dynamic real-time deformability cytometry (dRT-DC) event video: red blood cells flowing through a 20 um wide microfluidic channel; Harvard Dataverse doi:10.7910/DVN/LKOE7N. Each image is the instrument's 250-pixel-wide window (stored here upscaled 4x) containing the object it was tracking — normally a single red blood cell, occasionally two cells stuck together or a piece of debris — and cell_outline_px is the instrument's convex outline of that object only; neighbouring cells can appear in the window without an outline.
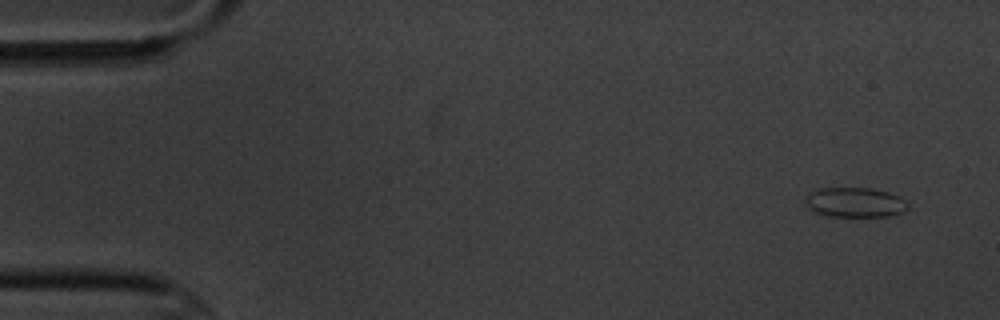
{"species": "common noctule bat (a hibernating species)", "species_latin": "Nyctalus noctula", "temperature_condition": "cold", "stored_images_in_passage": 16, "camera_frame_rate_fps": 3000, "um_per_image_px": 0.085, "animal": {"sex": "male", "body_mass_g": 20.1, "forearm_length_mm": 53.5}, "frame": {"image": 1, "passage_image": 1, "time_ms": 0.0, "image_size_px": [1000, 320], "cell_outline_px": [[908, 208], [900, 212], [888, 216], [828, 216], [816, 212], [808, 208], [804, 204], [804, 196], [808, 192], [820, 188], [868, 188], [888, 192], [900, 196], [908, 200]], "centroid_in_image_um": [72.63, 17.19], "position_along_channel_um": 12.4, "area_um2": 17.98}}
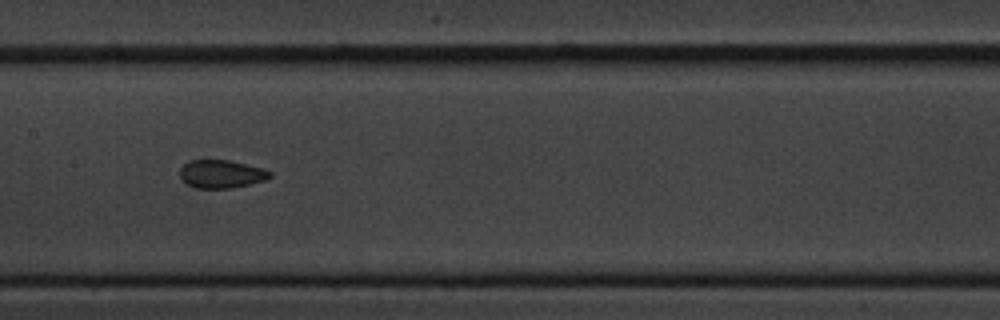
{"frame": {"image": 2, "passage_image": 8, "time_ms": 8.333, "image_size_px": [1000, 320], "cell_outline_px": [[272, 176], [264, 180], [248, 184], [228, 188], [196, 188], [184, 184], [180, 180], [180, 168], [188, 160], [228, 160], [264, 168], [272, 172]], "centroid_in_image_um": [18.77, 14.78], "position_along_channel_um": 188.6, "area_um2": 14.85}}
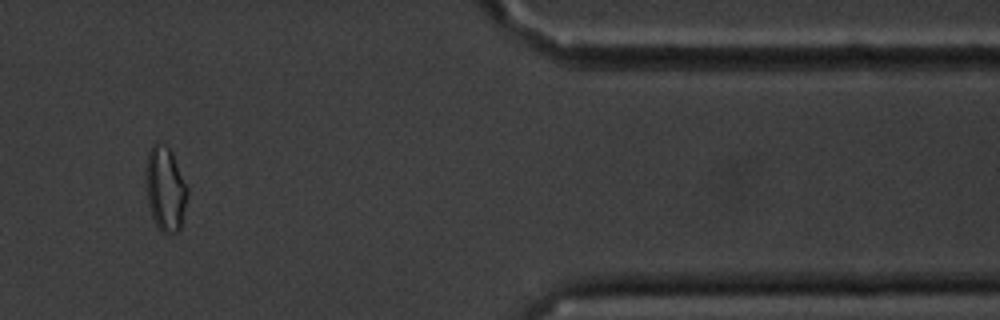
{"frame": {"image": 3, "passage_image": 14, "time_ms": 15.333, "image_size_px": [1000, 320], "cell_outline_px": [[188, 196], [180, 228], [176, 232], [164, 232], [156, 224], [152, 216], [148, 204], [144, 180], [144, 172], [148, 152], [152, 144], [156, 144], [168, 148], [172, 152], [188, 188]], "centroid_in_image_um": [14.03, 16.04], "position_along_channel_um": 397.4, "area_um2": 20.4}, "authors_computed_cell_mechanics": {"area_um2": 16.0106, "velocity_mm_per_s": 3.4504, "shape_relaxation_time_tau1_ms": 2.5981, "shape_relaxation_time_tau2_ms": 1.3407, "deformation_change_tau1": 0.0807, "deformation_change_tau2": 0.0567}}